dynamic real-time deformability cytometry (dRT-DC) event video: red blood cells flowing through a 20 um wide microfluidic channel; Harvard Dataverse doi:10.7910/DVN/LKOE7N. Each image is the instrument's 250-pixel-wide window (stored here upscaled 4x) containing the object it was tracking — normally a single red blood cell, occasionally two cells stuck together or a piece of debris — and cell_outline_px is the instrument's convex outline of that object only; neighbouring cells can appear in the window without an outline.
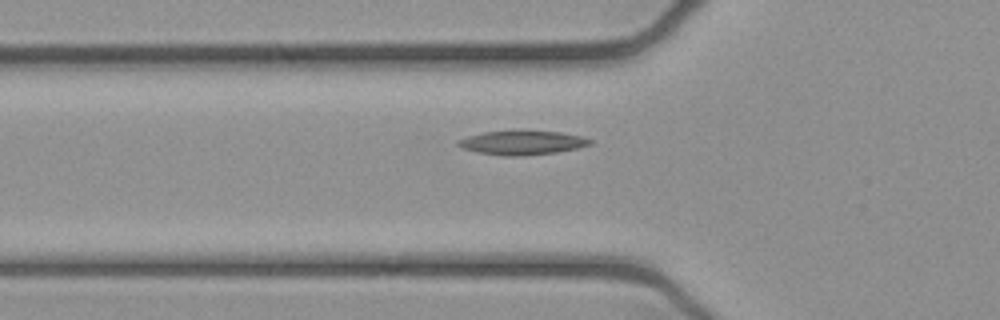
{"species": "common noctule bat (a hibernating species)", "species_latin": "Nyctalus noctula", "temperature_condition": "cold", "stored_images_in_passage": 44, "camera_frame_rate_fps": 3000, "um_per_image_px": 0.085, "animal": {"sex": "female", "body_mass_g": 21.9}, "frame": {"image": 1, "passage_image": 15, "time_ms": 4.667, "image_size_px": [1000, 320], "cell_outline_px": [[592, 144], [576, 148], [556, 152], [524, 156], [500, 156], [476, 152], [460, 148], [456, 144], [456, 140], [468, 136], [484, 132], [560, 132], [580, 136], [592, 140]], "centroid_in_image_um": [44.32, 12.16], "position_along_channel_um": 81.5, "area_um2": 18.21}}
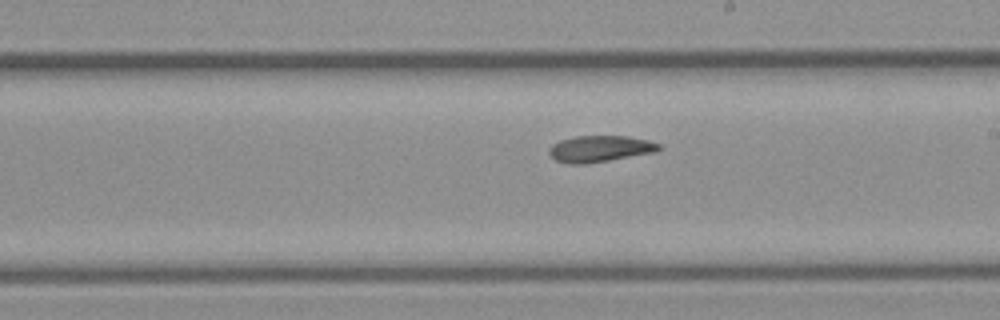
{"frame": {"image": 2, "passage_image": 27, "time_ms": 8.667, "image_size_px": [1000, 320], "cell_outline_px": [[660, 148], [656, 152], [584, 164], [568, 164], [556, 160], [548, 152], [548, 148], [552, 144], [560, 140], [576, 136], [628, 136], [648, 140], [660, 144]], "centroid_in_image_um": [50.97, 12.64], "position_along_channel_um": 238.0, "area_um2": 16.82}}
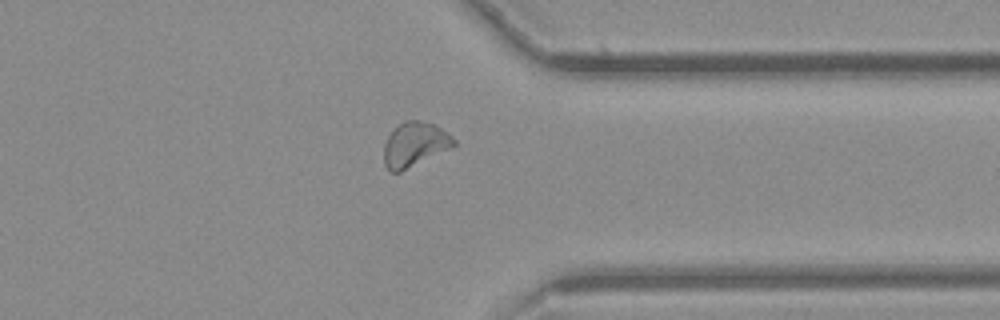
{"frame": {"image": 3, "passage_image": 38, "time_ms": 12.333, "image_size_px": [1000, 320], "cell_outline_px": [[456, 144], [452, 148], [400, 172], [392, 172], [384, 164], [384, 144], [388, 136], [404, 120], [420, 120], [432, 124], [448, 132], [456, 140]], "centroid_in_image_um": [35.27, 12.28], "position_along_channel_um": 376.1, "area_um2": 18.03}, "authors_computed_cell_mechanics": {"area_um2": 17.5712, "velocity_mm_per_s": 3.8877, "shape_relaxation_time_tau1_ms": 10.8294, "shape_relaxation_time_tau2_ms": null, "deformation_change_tau1": 0.2172, "deformation_change_tau2": null}}